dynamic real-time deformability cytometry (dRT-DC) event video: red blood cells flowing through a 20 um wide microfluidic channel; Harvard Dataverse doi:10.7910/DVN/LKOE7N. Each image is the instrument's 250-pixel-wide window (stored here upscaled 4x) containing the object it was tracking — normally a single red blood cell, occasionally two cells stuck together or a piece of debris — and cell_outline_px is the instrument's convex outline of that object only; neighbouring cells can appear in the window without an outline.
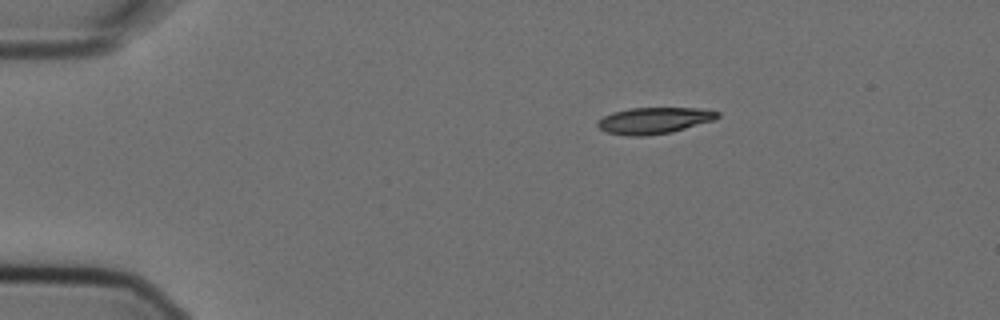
{"species": "Egyptian fruit bat (a non-hibernating species)", "species_latin": "Rousettus aegyptiacus", "temperature_condition": "cold", "stored_images_in_passage": 2, "camera_frame_rate_fps": 3000, "um_per_image_px": 0.085, "animal": {"sex": "female"}, "frame": {"image": 1, "passage_image": 1, "time_ms": 0.0, "image_size_px": [1000, 320], "cell_outline_px": [[720, 116], [712, 120], [672, 132], [644, 136], [628, 136], [604, 132], [596, 124], [596, 120], [612, 112], [628, 108], [700, 108], [720, 112]], "centroid_in_image_um": [55.54, 10.24], "position_along_channel_um": 29.5, "area_um2": 18.5}}